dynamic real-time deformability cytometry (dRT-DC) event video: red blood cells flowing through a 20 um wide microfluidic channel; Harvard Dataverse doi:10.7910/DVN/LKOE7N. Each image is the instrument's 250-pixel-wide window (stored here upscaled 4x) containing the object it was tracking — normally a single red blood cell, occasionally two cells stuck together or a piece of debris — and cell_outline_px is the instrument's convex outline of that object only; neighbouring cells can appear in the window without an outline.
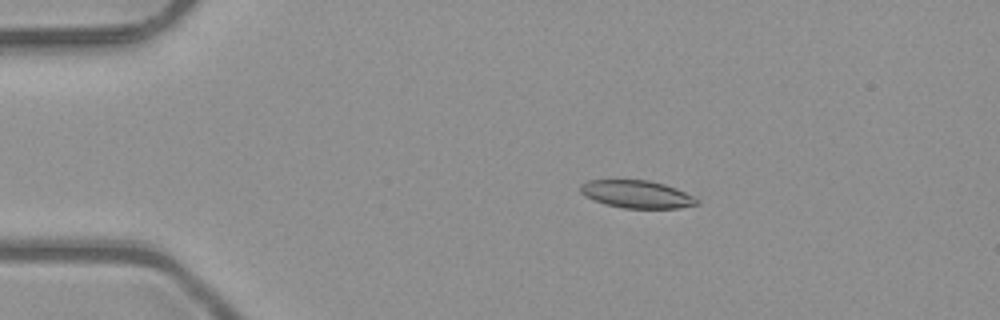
{"species": "common noctule bat (a hibernating species)", "species_latin": "Nyctalus noctula", "temperature_condition": "room temperature", "stored_images_in_passage": 5, "camera_frame_rate_fps": 3000, "um_per_image_px": 0.085, "animal": {"sex": "male", "body_mass_g": 23.1, "forearm_length_mm": 52.7}, "frame": {"image": 1, "passage_image": 2, "time_ms": 0.333, "image_size_px": [1000, 320], "cell_outline_px": [[700, 200], [696, 204], [680, 208], [624, 208], [604, 204], [584, 196], [580, 192], [580, 184], [588, 180], [648, 180], [664, 184], [676, 188]], "centroid_in_image_um": [54.09, 16.51], "position_along_channel_um": 30.9, "area_um2": 18.73}}
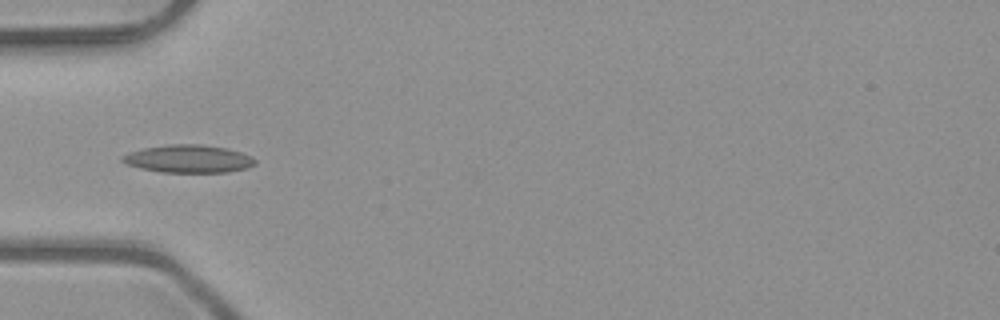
{"frame": {"image": 2, "passage_image": 4, "time_ms": 1.0, "image_size_px": [1000, 320], "cell_outline_px": [[256, 164], [248, 168], [228, 172], [160, 172], [140, 168], [128, 164], [120, 160], [120, 156], [128, 152], [144, 148], [172, 144], [200, 144], [228, 148], [252, 156], [256, 160]], "centroid_in_image_um": [16.03, 13.5], "position_along_channel_um": 69.0, "area_um2": 21.62}}
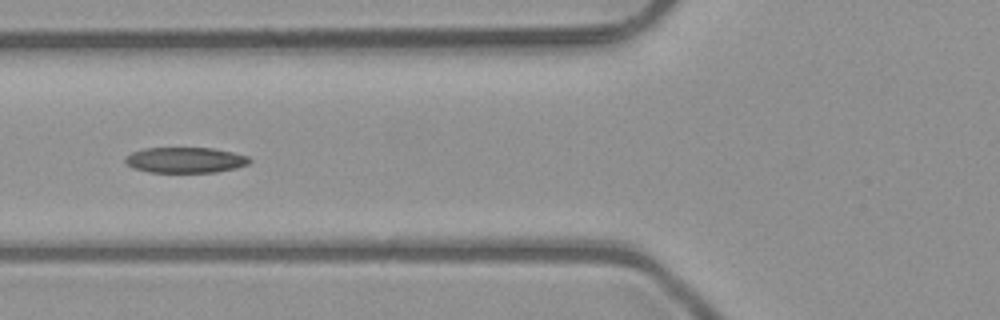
{"frame": {"image": 3, "passage_image": 5, "time_ms": 1.333, "image_size_px": [1000, 320], "cell_outline_px": [[252, 160], [248, 164], [236, 168], [216, 172], [148, 172], [132, 168], [124, 164], [124, 156], [132, 152], [144, 148], [212, 148], [232, 152], [248, 156]], "centroid_in_image_um": [15.7, 13.6], "position_along_channel_um": 110.1, "area_um2": 18.73}}